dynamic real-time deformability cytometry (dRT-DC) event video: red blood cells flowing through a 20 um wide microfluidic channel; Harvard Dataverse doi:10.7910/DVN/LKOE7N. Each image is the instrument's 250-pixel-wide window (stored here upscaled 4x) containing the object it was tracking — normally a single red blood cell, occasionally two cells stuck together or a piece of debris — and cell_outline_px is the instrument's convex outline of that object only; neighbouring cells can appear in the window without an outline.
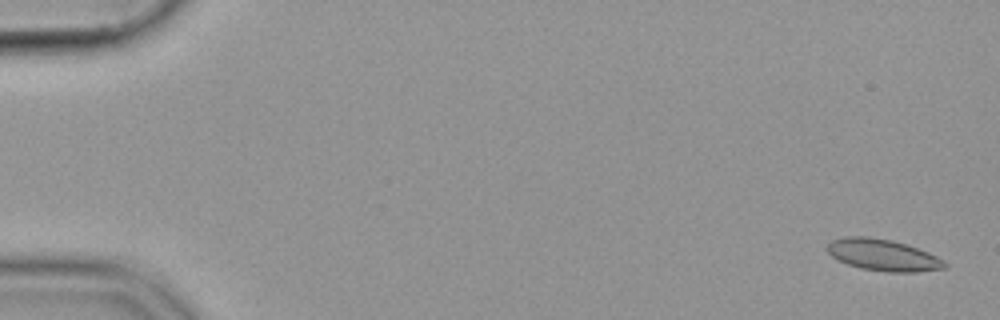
{"species": "common noctule bat (a hibernating species)", "species_latin": "Nyctalus noctula", "temperature_condition": "cold", "stored_images_in_passage": 55, "camera_frame_rate_fps": 3000, "um_per_image_px": 0.085, "animal": {"sex": "female", "body_mass_g": 19.9}, "frame": {"image": 1, "passage_image": 2, "time_ms": 0.333, "image_size_px": [1000, 320], "cell_outline_px": [[948, 268], [916, 272], [888, 272], [860, 268], [848, 264], [832, 256], [828, 252], [828, 244], [832, 240], [844, 236], [868, 236], [892, 240], [928, 252], [944, 260], [948, 264]], "centroid_in_image_um": [75.08, 21.68], "position_along_channel_um": 9.9, "area_um2": 21.56}}
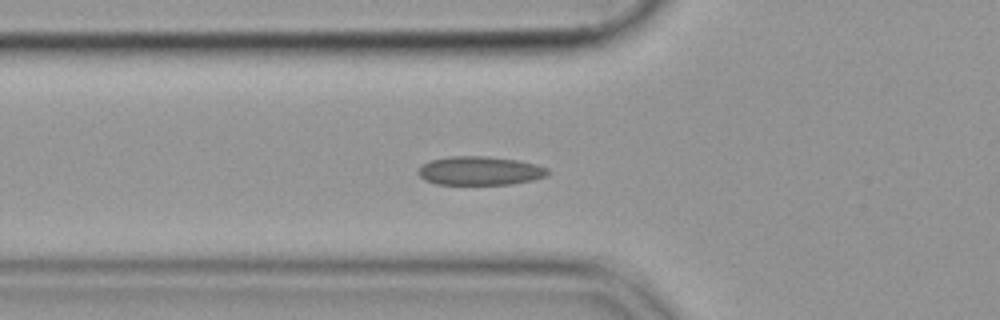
{"frame": {"image": 2, "passage_image": 20, "time_ms": 6.333, "image_size_px": [1000, 320], "cell_outline_px": [[548, 176], [532, 180], [512, 184], [436, 184], [424, 180], [416, 172], [424, 164], [432, 160], [448, 156], [488, 156], [516, 160], [536, 164], [548, 168]], "centroid_in_image_um": [40.8, 14.51], "position_along_channel_um": 85.0, "area_um2": 21.68}}
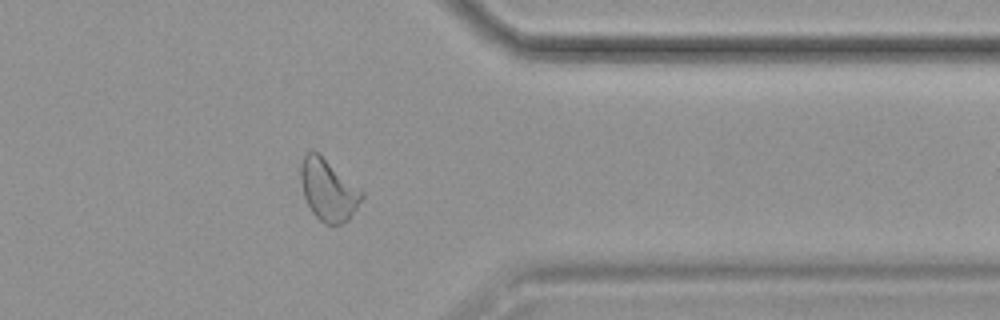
{"frame": {"image": 3, "passage_image": 45, "time_ms": 14.667, "image_size_px": [1000, 320], "cell_outline_px": [[364, 196], [348, 220], [340, 224], [324, 224], [312, 212], [304, 196], [300, 180], [300, 168], [304, 156], [308, 152], [316, 152], [364, 192]], "centroid_in_image_um": [27.89, 16.18], "position_along_channel_um": 383.5, "area_um2": 21.33}}